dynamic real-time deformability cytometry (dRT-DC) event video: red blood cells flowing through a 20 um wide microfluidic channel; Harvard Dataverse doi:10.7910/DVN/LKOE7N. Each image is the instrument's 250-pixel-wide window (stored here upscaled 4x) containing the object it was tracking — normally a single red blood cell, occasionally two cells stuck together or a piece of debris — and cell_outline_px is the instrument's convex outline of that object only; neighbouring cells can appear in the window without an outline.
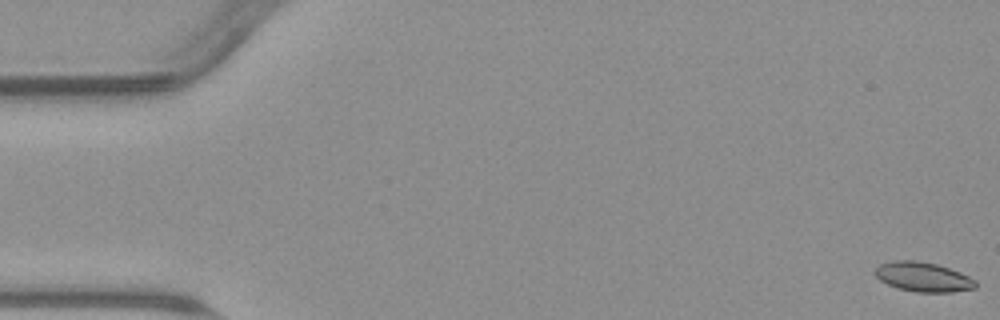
{"species": "common noctule bat (a hibernating species)", "species_latin": "Nyctalus noctula", "temperature_condition": "warm", "stored_images_in_passage": 55, "camera_frame_rate_fps": 3000, "um_per_image_px": 0.085, "animal": {"sex": "male", "body_mass_g": 23.1, "forearm_length_mm": 52.7}, "frame": {"image": 1, "passage_image": 1, "time_ms": 0.0, "image_size_px": [1000, 320], "cell_outline_px": [[976, 288], [952, 292], [916, 292], [896, 288], [880, 280], [876, 276], [876, 268], [880, 264], [892, 260], [916, 260], [936, 264], [960, 272], [976, 280]], "centroid_in_image_um": [78.47, 23.54], "position_along_channel_um": 6.5, "area_um2": 17.28}}
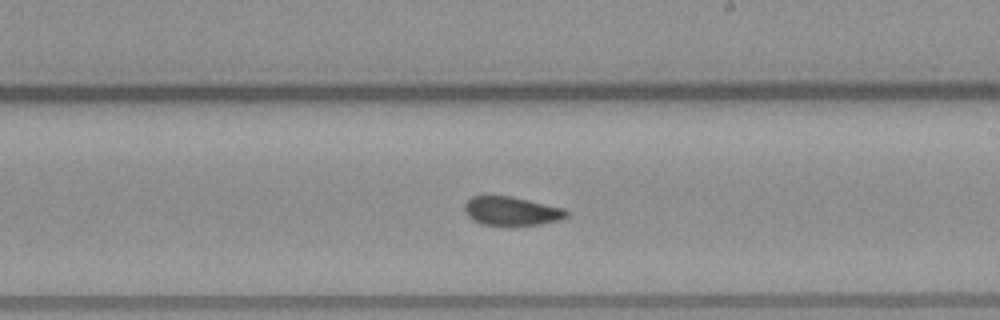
{"frame": {"image": 2, "passage_image": 32, "time_ms": 10.333, "image_size_px": [1000, 320], "cell_outline_px": [[568, 216], [560, 220], [540, 224], [484, 224], [468, 216], [464, 208], [464, 204], [472, 196], [512, 196], [564, 208], [568, 212]], "centroid_in_image_um": [43.51, 17.91], "position_along_channel_um": 245.5, "area_um2": 16.7}}
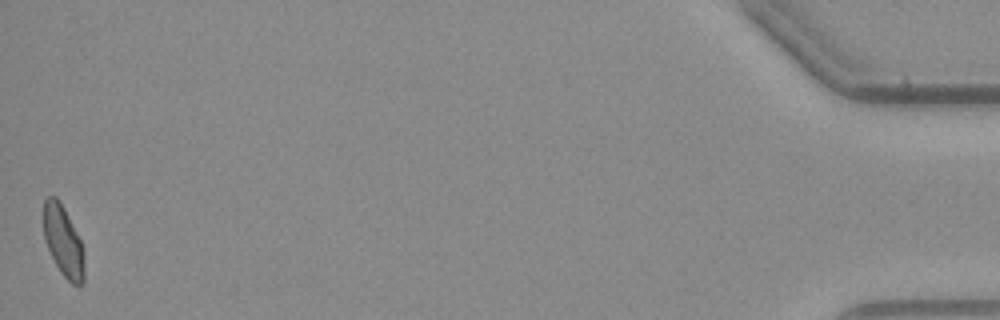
{"frame": {"image": 3, "passage_image": 55, "time_ms": 18.0, "image_size_px": [1000, 320], "cell_outline_px": [[84, 284], [72, 284], [60, 272], [44, 240], [44, 200], [48, 196], [56, 196], [64, 208], [80, 240], [84, 252]], "centroid_in_image_um": [5.38, 20.52], "position_along_channel_um": 429.8, "area_um2": 16.59}, "authors_computed_cell_mechanics": {"area_um2": 17.2822, "velocity_mm_per_s": 3.7789, "shape_relaxation_time_tau1_ms": null, "shape_relaxation_time_tau2_ms": 1.0686, "deformation_change_tau1": null, "deformation_change_tau2": 0.0514}}